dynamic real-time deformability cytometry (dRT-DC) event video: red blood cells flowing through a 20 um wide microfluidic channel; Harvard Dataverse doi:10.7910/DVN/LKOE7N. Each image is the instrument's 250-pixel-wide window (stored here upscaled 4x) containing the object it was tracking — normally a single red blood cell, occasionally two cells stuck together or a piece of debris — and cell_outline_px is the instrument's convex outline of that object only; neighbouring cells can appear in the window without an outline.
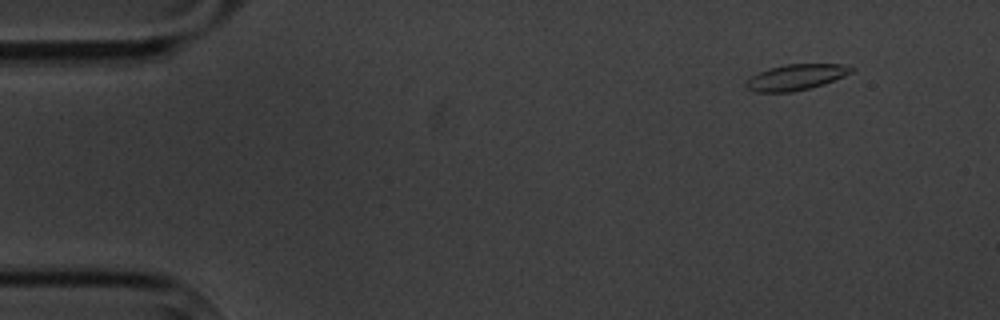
{"species": "common noctule bat (a hibernating species)", "species_latin": "Nyctalus noctula", "temperature_condition": "cold", "stored_images_in_passage": 5, "camera_frame_rate_fps": 3000, "um_per_image_px": 0.085, "animal": {"sex": "male", "body_mass_g": 20.1, "forearm_length_mm": 53.5}, "frame": {"image": 1, "passage_image": 2, "time_ms": 1.0, "image_size_px": [1000, 320], "cell_outline_px": [[856, 68], [852, 72], [844, 76], [824, 84], [792, 92], [756, 92], [748, 88], [744, 84], [752, 76], [768, 68], [784, 64], [840, 64]], "centroid_in_image_um": [67.67, 6.55], "position_along_channel_um": 17.3, "area_um2": 15.72}}
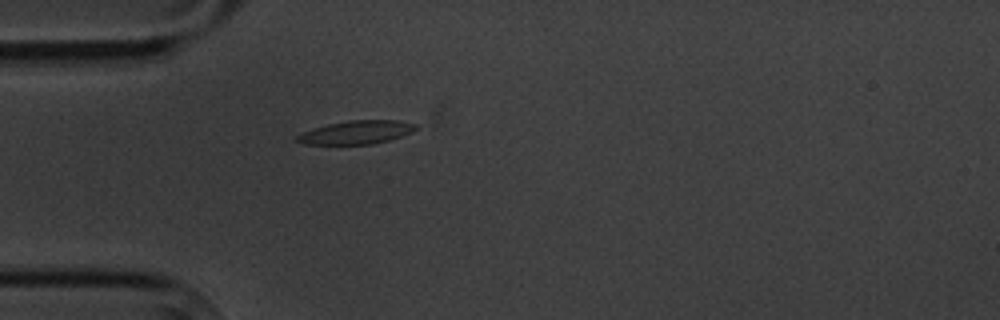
{"frame": {"image": 2, "passage_image": 5, "time_ms": 4.667, "image_size_px": [1000, 320], "cell_outline_px": [[420, 128], [412, 132], [388, 140], [372, 144], [304, 144], [296, 140], [296, 136], [300, 132], [328, 124], [348, 120], [396, 120], [416, 124]], "centroid_in_image_um": [30.29, 11.24], "position_along_channel_um": 54.7, "area_um2": 16.18}}